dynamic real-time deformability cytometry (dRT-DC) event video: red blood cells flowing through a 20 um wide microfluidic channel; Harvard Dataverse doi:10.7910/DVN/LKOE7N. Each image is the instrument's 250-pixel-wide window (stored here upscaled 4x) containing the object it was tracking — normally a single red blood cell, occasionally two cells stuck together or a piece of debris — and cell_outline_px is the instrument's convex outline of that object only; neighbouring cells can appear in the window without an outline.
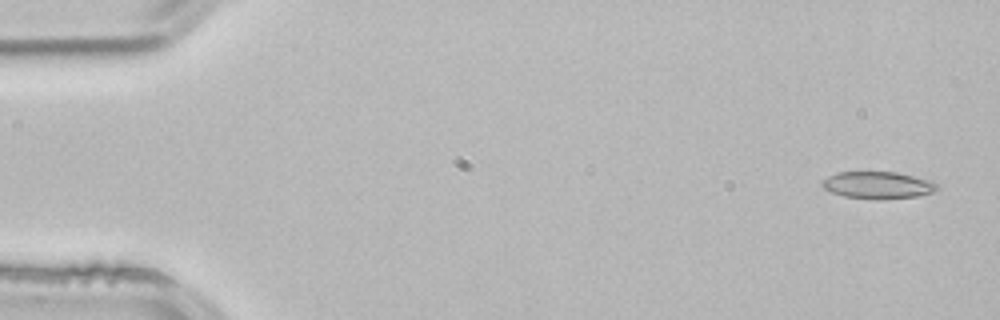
{"species": "common noctule bat (a hibernating species)", "species_latin": "Nyctalus noctula", "temperature_condition": "room temperature", "stored_images_in_passage": 3, "segment_of_instrument_passage": [2, 2], "camera_frame_rate_fps": 3000, "um_per_image_px": 0.085, "animal": {"sex": "male", "body_mass_g": 21.5, "forearm_length_mm": 52.0}, "frame": {"image": 1, "passage_image": 3, "time_ms": 0.667, "image_size_px": [1000, 320], "cell_outline_px": [[940, 188], [932, 192], [920, 196], [880, 200], [876, 200], [844, 196], [832, 192], [824, 188], [820, 184], [820, 180], [836, 172], [896, 172], [932, 180]], "centroid_in_image_um": [74.62, 15.74], "position_along_channel_um": 10.4, "area_um2": 18.44}}